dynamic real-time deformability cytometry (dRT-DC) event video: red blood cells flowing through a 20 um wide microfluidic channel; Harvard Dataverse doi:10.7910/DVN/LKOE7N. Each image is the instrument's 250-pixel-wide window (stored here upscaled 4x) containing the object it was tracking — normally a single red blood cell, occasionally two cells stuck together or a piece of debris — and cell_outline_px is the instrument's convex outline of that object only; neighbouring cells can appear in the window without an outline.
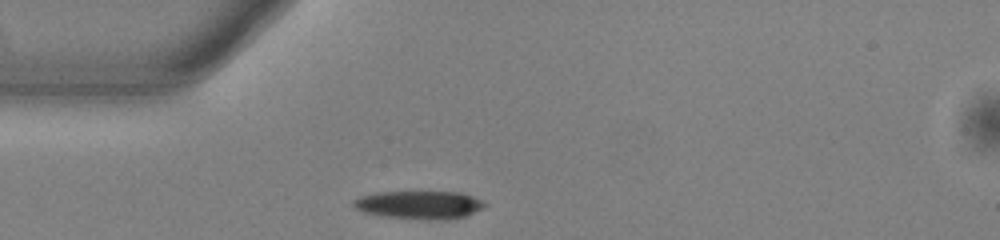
{"species": "common noctule bat (a hibernating species)", "species_latin": "Nyctalus noctula", "temperature_condition": "warm", "stored_images_in_passage": 39, "camera_frame_rate_fps": 3000, "um_per_image_px": 0.085, "animal": {"sex": "male", "body_mass_g": 13.0, "forearm_length_mm": 53.1}, "frame": {"image": 1, "passage_image": 1, "time_ms": 0.0, "image_size_px": [1000, 240], "cell_outline_px": [[488, 204], [484, 208], [464, 216], [452, 220], [432, 220], [380, 216], [364, 212], [356, 208], [352, 204], [352, 200], [360, 196], [376, 192], [460, 192], [484, 200]], "centroid_in_image_um": [35.67, 17.42], "position_along_channel_um": 49.3, "area_um2": 21.79}}
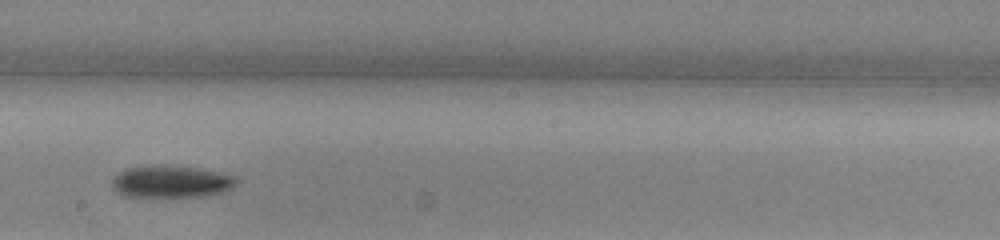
{"frame": {"image": 2, "passage_image": 16, "time_ms": 5.0, "image_size_px": [1000, 240], "cell_outline_px": [[240, 180], [232, 188], [224, 192], [204, 196], [124, 196], [112, 188], [112, 180], [124, 168], [156, 164], [164, 164], [196, 168], [220, 172], [236, 176]], "centroid_in_image_um": [14.58, 15.42], "position_along_channel_um": 233.6, "area_um2": 23.52}}
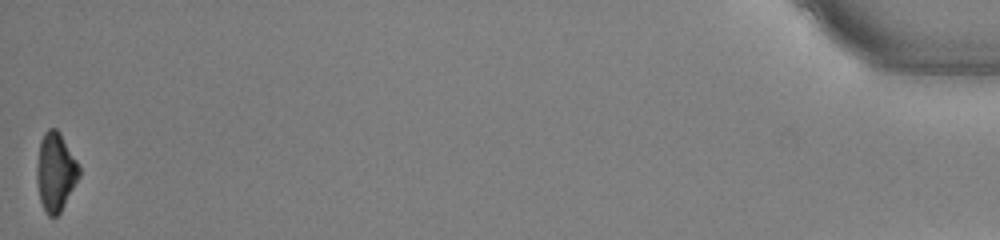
{"frame": {"image": 3, "passage_image": 39, "time_ms": 12.667, "image_size_px": [1000, 240], "cell_outline_px": [[80, 176], [60, 212], [56, 216], [48, 216], [44, 212], [40, 200], [36, 180], [36, 164], [40, 140], [44, 132], [48, 128], [56, 128], [60, 132], [76, 160], [80, 168]], "centroid_in_image_um": [4.7, 14.6], "position_along_channel_um": 430.5, "area_um2": 19.48}, "authors_computed_cell_mechanics": {"area_um2": 22.1952, "velocity_mm_per_s": 3.9196, "shape_relaxation_time_tau1_ms": 2.3975, "shape_relaxation_time_tau2_ms": null, "deformation_change_tau1": 0.1279, "deformation_change_tau2": null}}